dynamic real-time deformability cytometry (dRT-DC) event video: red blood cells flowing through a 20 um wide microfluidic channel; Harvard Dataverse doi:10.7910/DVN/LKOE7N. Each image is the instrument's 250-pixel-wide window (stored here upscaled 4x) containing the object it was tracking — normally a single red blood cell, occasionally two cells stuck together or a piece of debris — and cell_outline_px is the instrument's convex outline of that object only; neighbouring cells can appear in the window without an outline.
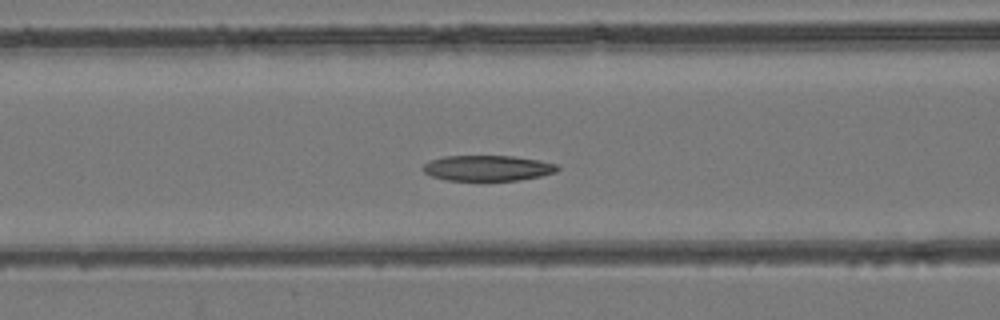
{"species": "common noctule bat (a hibernating species)", "species_latin": "Nyctalus noctula", "temperature_condition": "room temperature", "stored_images_in_passage": 49, "camera_frame_rate_fps": 3000, "um_per_image_px": 0.085, "animal": {"sex": "female", "body_mass_g": 24.6, "forearm_length_mm": 56.2}, "frame": {"image": 1, "passage_image": 20, "time_ms": 6.333, "image_size_px": [1000, 320], "cell_outline_px": [[560, 168], [556, 172], [540, 176], [516, 180], [448, 180], [432, 176], [424, 172], [420, 168], [424, 164], [432, 160], [444, 156], [512, 156], [536, 160], [556, 164]], "centroid_in_image_um": [41.42, 14.28], "position_along_channel_um": 125.2, "area_um2": 19.77}}
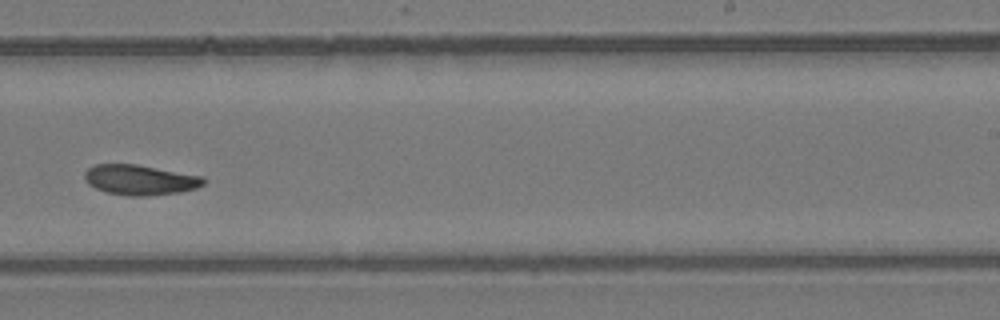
{"frame": {"image": 2, "passage_image": 31, "time_ms": 10.0, "image_size_px": [1000, 320], "cell_outline_px": [[204, 184], [196, 188], [180, 192], [148, 196], [128, 196], [108, 192], [96, 188], [88, 184], [84, 176], [84, 172], [88, 168], [96, 164], [136, 164], [204, 176]], "centroid_in_image_um": [11.91, 15.29], "position_along_channel_um": 277.1, "area_um2": 20.92}}
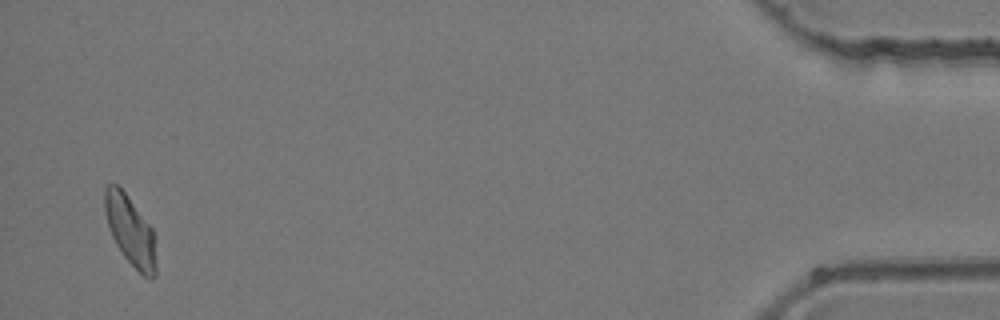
{"frame": {"image": 3, "passage_image": 48, "time_ms": 15.667, "image_size_px": [1000, 320], "cell_outline_px": [[156, 276], [152, 280], [144, 276], [124, 256], [116, 244], [112, 236], [104, 212], [104, 188], [108, 184], [116, 184], [124, 192], [152, 228], [156, 264]], "centroid_in_image_um": [11.06, 19.61], "position_along_channel_um": 424.1, "area_um2": 20.4}}